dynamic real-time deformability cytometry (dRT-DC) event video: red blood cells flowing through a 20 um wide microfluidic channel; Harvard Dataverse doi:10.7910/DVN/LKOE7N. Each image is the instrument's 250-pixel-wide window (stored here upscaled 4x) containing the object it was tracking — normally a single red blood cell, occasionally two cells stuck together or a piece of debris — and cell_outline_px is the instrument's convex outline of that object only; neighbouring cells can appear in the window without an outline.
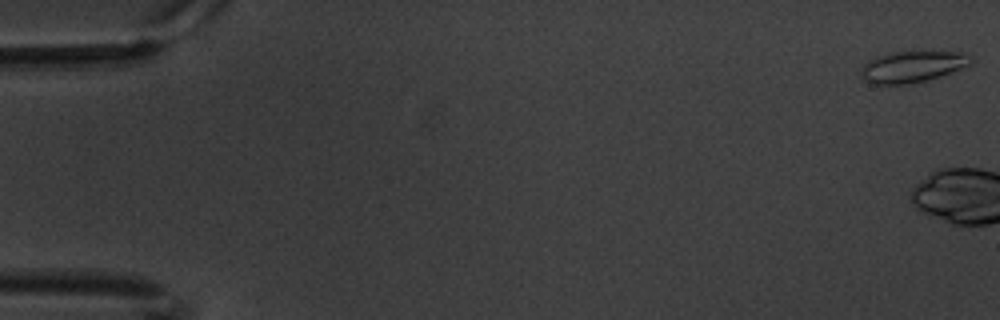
{"species": "common noctule bat (a hibernating species)", "species_latin": "Nyctalus noctula", "temperature_condition": "warm", "stored_images_in_passage": 9, "camera_frame_rate_fps": 3000, "um_per_image_px": 0.085, "animal": {"sex": "male", "body_mass_g": 20.1, "forearm_length_mm": 53.5}, "frame": {"image": 1, "passage_image": 1, "time_ms": 0.0, "image_size_px": [1000, 320], "cell_outline_px": [[972, 64], [940, 76], [928, 80], [908, 84], [868, 84], [860, 76], [860, 68], [868, 60], [892, 52], [968, 52], [972, 56]], "centroid_in_image_um": [77.54, 5.68], "position_along_channel_um": 7.5, "area_um2": 20.17}}